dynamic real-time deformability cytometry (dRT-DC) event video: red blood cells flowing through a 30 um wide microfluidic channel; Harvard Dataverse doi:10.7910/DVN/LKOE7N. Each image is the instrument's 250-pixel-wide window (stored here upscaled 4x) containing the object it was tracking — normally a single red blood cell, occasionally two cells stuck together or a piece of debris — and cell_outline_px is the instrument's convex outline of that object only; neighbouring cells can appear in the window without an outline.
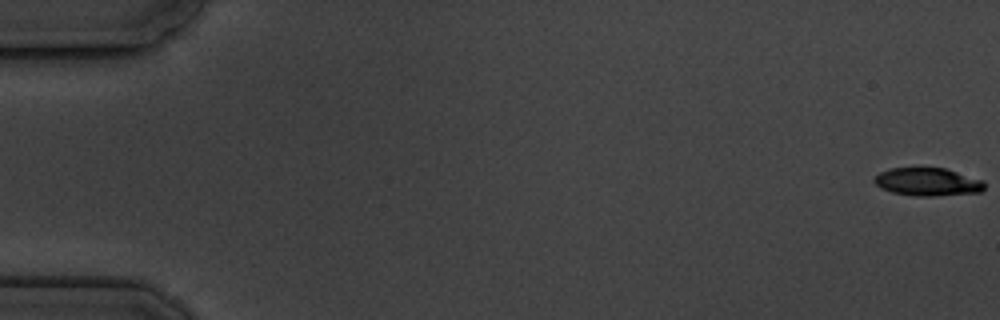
{"species": "common noctule bat (a hibernating species)", "species_latin": "Nyctalus noctula", "temperature_condition": "cold", "stored_images_in_passage": 6, "camera_frame_rate_fps": 3000, "um_per_image_px": 0.085, "animal": {"sex": "male", "body_mass_g": 19.5, "forearm_length_mm": 54.6}, "frame": {"image": 1, "passage_image": 1, "time_ms": 0.0, "image_size_px": [1000, 320], "cell_outline_px": [[984, 188], [980, 192], [932, 196], [916, 196], [892, 192], [880, 188], [872, 180], [880, 172], [892, 168], [944, 168], [984, 180]], "centroid_in_image_um": [78.84, 15.46], "position_along_channel_um": 6.2, "area_um2": 17.86}}
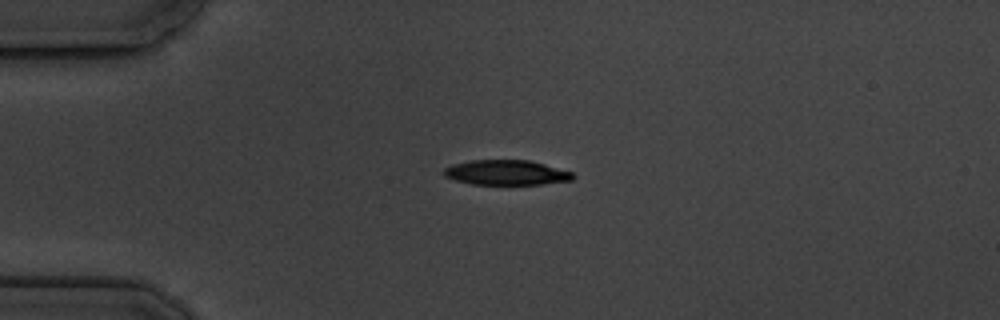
{"frame": {"image": 2, "passage_image": 5, "time_ms": 4.667, "image_size_px": [1000, 320], "cell_outline_px": [[576, 176], [572, 180], [540, 184], [472, 184], [456, 180], [444, 176], [440, 172], [444, 168], [452, 164], [472, 160], [528, 160], [544, 164], [572, 172]], "centroid_in_image_um": [43.0, 14.66], "position_along_channel_um": 42.0, "area_um2": 18.73}}